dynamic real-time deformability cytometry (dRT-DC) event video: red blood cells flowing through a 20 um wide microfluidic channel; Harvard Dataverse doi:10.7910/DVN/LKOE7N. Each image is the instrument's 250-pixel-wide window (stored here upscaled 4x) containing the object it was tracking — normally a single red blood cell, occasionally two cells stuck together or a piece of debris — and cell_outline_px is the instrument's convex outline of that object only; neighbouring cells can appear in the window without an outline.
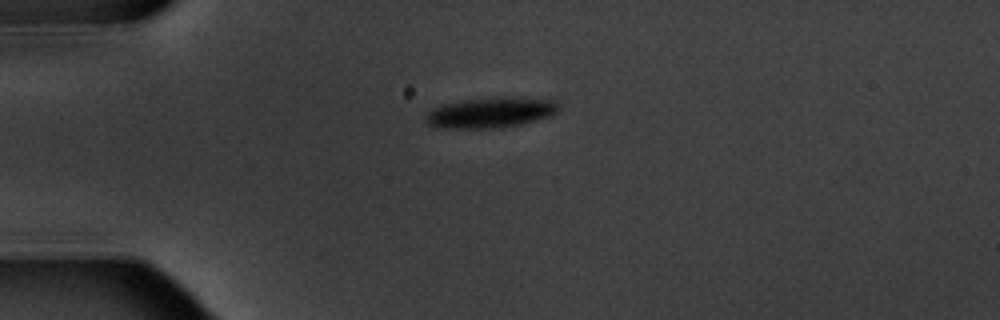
{"species": "common noctule bat (a hibernating species)", "species_latin": "Nyctalus noctula", "temperature_condition": "warm", "stored_images_in_passage": 2, "camera_frame_rate_fps": 3000, "um_per_image_px": 0.085, "animal": {"sex": "male", "body_mass_g": 20.1, "forearm_length_mm": 53.5}, "frame": {"image": 1, "passage_image": 1, "time_ms": 0.0, "image_size_px": [1000, 320], "cell_outline_px": [[560, 108], [552, 116], [520, 124], [500, 128], [436, 128], [428, 124], [424, 120], [424, 116], [432, 108], [444, 104], [464, 100], [496, 96], [500, 96], [556, 100]], "centroid_in_image_um": [41.69, 9.56], "position_along_channel_um": 43.3, "area_um2": 23.93}}